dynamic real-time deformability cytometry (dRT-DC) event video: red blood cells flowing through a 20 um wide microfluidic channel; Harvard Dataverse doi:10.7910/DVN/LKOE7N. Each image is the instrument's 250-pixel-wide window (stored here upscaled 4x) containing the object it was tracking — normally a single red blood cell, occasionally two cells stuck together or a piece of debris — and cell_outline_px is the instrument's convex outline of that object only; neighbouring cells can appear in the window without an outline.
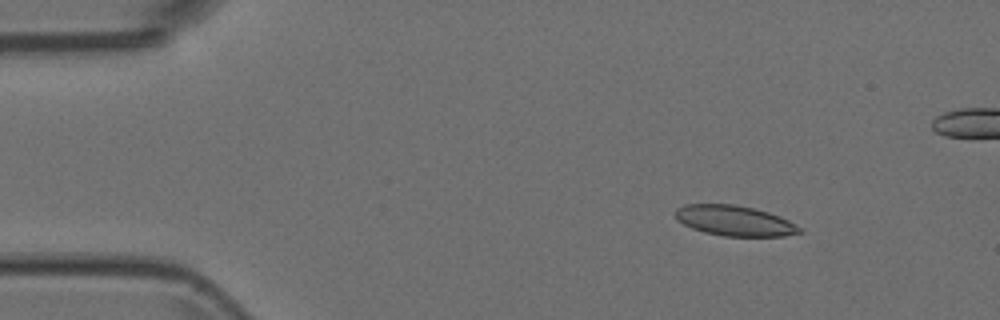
{"species": "Egyptian fruit bat (a non-hibernating species)", "species_latin": "Rousettus aegyptiacus", "temperature_condition": "room temperature", "stored_images_in_passage": 5, "camera_frame_rate_fps": 3000, "um_per_image_px": 0.085, "animal": {"sex": "female"}, "frame": {"image": 1, "passage_image": 2, "time_ms": 0.333, "image_size_px": [1000, 320], "cell_outline_px": [[804, 232], [784, 236], [724, 236], [704, 232], [692, 228], [676, 220], [676, 208], [684, 204], [736, 204], [768, 212], [780, 216], [796, 224]], "centroid_in_image_um": [62.44, 18.76], "position_along_channel_um": 22.6, "area_um2": 21.96}}